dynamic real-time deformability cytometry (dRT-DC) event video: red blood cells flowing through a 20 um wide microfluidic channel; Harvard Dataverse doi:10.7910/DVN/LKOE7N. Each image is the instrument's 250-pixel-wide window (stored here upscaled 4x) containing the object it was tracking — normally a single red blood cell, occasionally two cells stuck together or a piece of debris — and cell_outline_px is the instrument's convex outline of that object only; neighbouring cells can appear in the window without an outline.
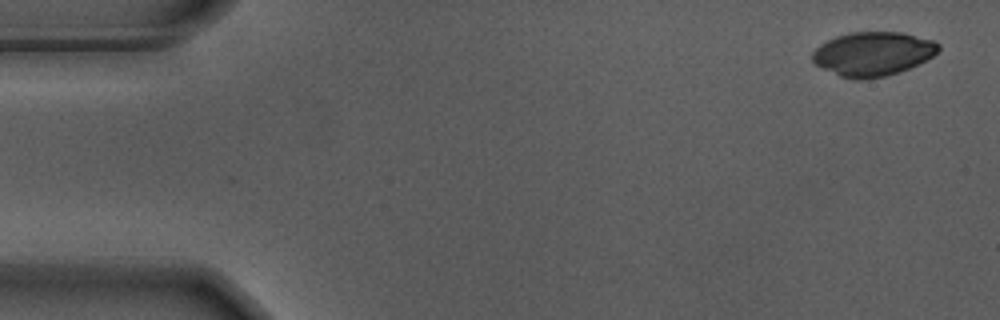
{"species": "Egyptian fruit bat (a non-hibernating species)", "species_latin": "Rousettus aegyptiacus", "temperature_condition": "warm", "stored_images_in_passage": 54, "camera_frame_rate_fps": 3000, "um_per_image_px": 0.085, "animal": {"sex": "male"}, "frame": {"image": 1, "passage_image": 1, "time_ms": 0.0, "image_size_px": [1000, 320], "cell_outline_px": [[940, 48], [932, 56], [908, 68], [884, 76], [860, 80], [856, 80], [840, 76], [816, 64], [812, 60], [812, 52], [820, 44], [836, 36], [848, 32], [900, 32], [932, 40], [940, 44]], "centroid_in_image_um": [74.16, 4.56], "position_along_channel_um": 10.8, "area_um2": 31.91}}
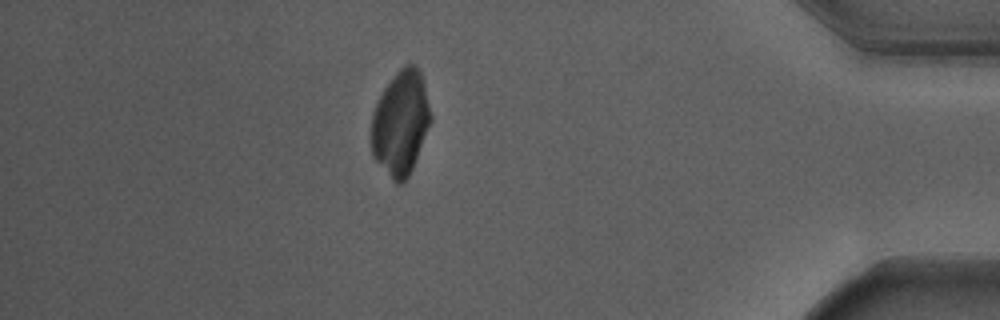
{"frame": {"image": 2, "passage_image": 47, "time_ms": 15.333, "image_size_px": [1000, 320], "cell_outline_px": [[432, 120], [412, 168], [408, 176], [400, 184], [396, 184], [392, 180], [372, 156], [372, 112], [384, 88], [396, 72], [404, 64], [412, 64], [420, 72], [432, 116]], "centroid_in_image_um": [34.05, 10.46], "position_along_channel_um": 401.2, "area_um2": 35.72}}